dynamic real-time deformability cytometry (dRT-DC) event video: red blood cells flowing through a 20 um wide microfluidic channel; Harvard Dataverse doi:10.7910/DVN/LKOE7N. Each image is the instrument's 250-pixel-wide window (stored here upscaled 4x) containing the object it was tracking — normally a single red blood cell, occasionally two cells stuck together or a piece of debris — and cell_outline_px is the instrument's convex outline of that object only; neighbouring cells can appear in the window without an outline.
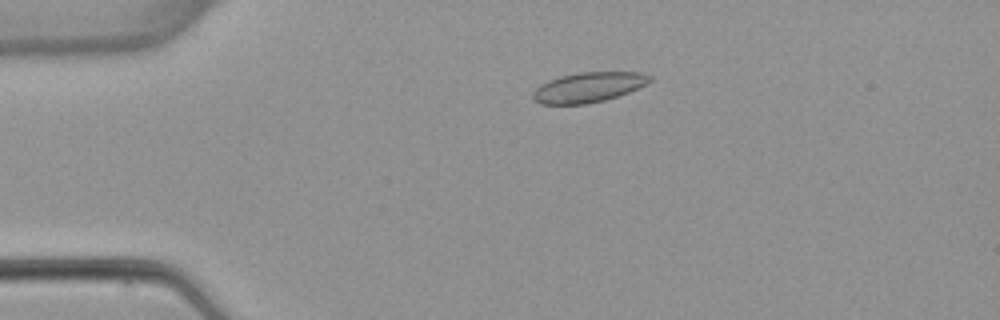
{"species": "common noctule bat (a hibernating species)", "species_latin": "Nyctalus noctula", "temperature_condition": "warm", "stored_images_in_passage": 4, "camera_frame_rate_fps": 3000, "um_per_image_px": 0.085, "animal": {"sex": "female", "body_mass_g": 22.7, "forearm_length_mm": 54.2}, "frame": {"image": 1, "passage_image": 3, "time_ms": 3.333, "image_size_px": [1000, 320], "cell_outline_px": [[652, 80], [628, 92], [604, 100], [588, 104], [540, 104], [532, 96], [532, 92], [540, 84], [548, 80], [560, 76], [580, 72], [644, 72], [652, 76]], "centroid_in_image_um": [50.0, 7.41], "position_along_channel_um": 35.0, "area_um2": 20.35}}